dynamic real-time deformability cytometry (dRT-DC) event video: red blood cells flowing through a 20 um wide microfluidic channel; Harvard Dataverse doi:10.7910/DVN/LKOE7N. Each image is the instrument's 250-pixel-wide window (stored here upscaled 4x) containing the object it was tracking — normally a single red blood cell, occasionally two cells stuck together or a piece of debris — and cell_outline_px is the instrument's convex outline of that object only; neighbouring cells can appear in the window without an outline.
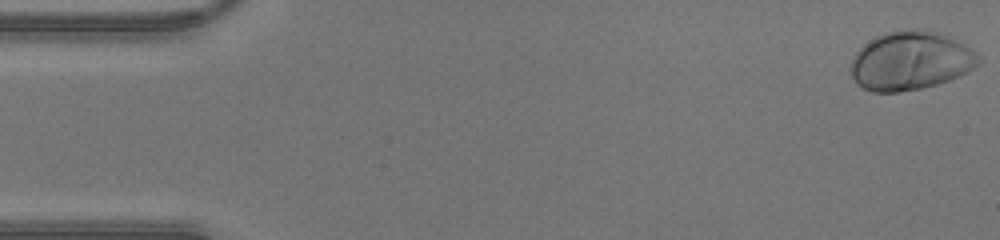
{"species": "human", "species_latin": "Homo sapiens", "temperature_condition": "warm", "stored_images_in_passage": 45, "camera_frame_rate_fps": 3000, "um_per_image_px": 0.085, "donor": {"sex": "male"}, "frame": {"image": 1, "passage_image": 1, "time_ms": 0.0, "image_size_px": [1000, 240], "cell_outline_px": [[984, 60], [980, 64], [960, 76], [936, 84], [920, 88], [900, 92], [872, 92], [856, 84], [852, 76], [852, 60], [856, 52], [864, 44], [876, 36], [884, 32], [936, 32], [964, 44], [976, 52]], "centroid_in_image_um": [77.41, 5.21], "position_along_channel_um": 7.6, "area_um2": 42.89}}
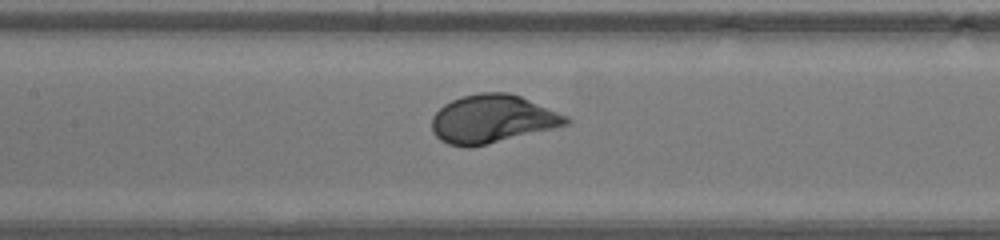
{"frame": {"image": 2, "passage_image": 21, "time_ms": 6.667, "image_size_px": [1000, 240], "cell_outline_px": [[572, 120], [568, 124], [552, 128], [468, 148], [448, 144], [440, 140], [432, 132], [432, 116], [444, 104], [460, 96], [480, 92], [508, 92], [520, 96], [568, 116]], "centroid_in_image_um": [41.81, 10.1], "position_along_channel_um": 165.6, "area_um2": 37.4}}
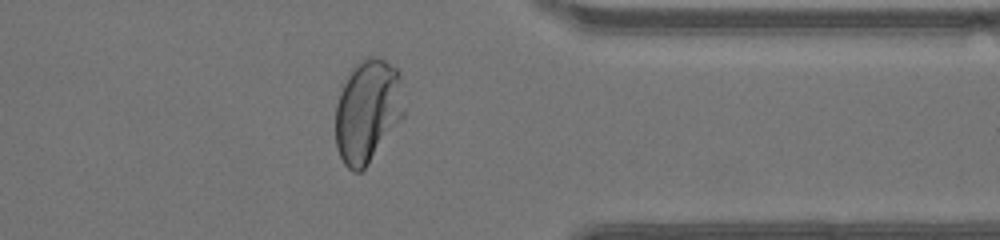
{"frame": {"image": 3, "passage_image": 36, "time_ms": 11.667, "image_size_px": [1000, 240], "cell_outline_px": [[404, 116], [368, 164], [360, 172], [352, 172], [344, 164], [336, 148], [336, 104], [340, 92], [348, 72], [364, 56], [380, 56], [396, 68], [400, 72], [404, 108]], "centroid_in_image_um": [31.25, 9.41], "position_along_channel_um": 380.2, "area_um2": 41.56}}